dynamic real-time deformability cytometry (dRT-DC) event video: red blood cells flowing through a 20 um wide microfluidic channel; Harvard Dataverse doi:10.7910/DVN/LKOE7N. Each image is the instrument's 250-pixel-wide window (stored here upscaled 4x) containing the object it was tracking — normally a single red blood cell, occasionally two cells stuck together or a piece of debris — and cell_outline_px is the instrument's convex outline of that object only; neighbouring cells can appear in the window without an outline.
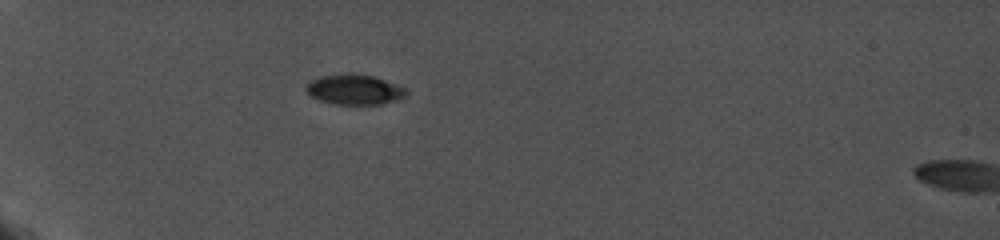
{"species": "common noctule bat (a hibernating species)", "species_latin": "Nyctalus noctula", "temperature_condition": "cold", "stored_images_in_passage": 13, "camera_frame_rate_fps": 5000, "um_per_image_px": 0.085, "animal": {"sex": "female", "body_mass_g": 19.0, "forearm_length_mm": 56.7}, "frame": {"image": 1, "passage_image": 1, "time_ms": 0.0, "image_size_px": [1000, 240], "cell_outline_px": [[408, 96], [396, 100], [380, 104], [332, 104], [308, 96], [304, 88], [312, 80], [320, 76], [348, 72], [352, 72], [372, 76], [408, 88]], "centroid_in_image_um": [30.12, 7.6], "position_along_channel_um": 54.9, "area_um2": 17.92}}
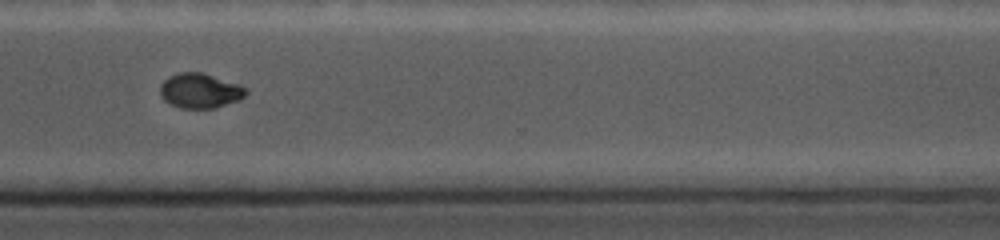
{"frame": {"image": 2, "passage_image": 11, "time_ms": 8.8, "image_size_px": [1000, 240], "cell_outline_px": [[248, 92], [240, 100], [212, 108], [180, 108], [164, 100], [160, 96], [160, 84], [168, 76], [176, 72], [204, 72], [236, 84], [244, 88]], "centroid_in_image_um": [16.95, 7.7], "position_along_channel_um": 353.6, "area_um2": 17.34}}
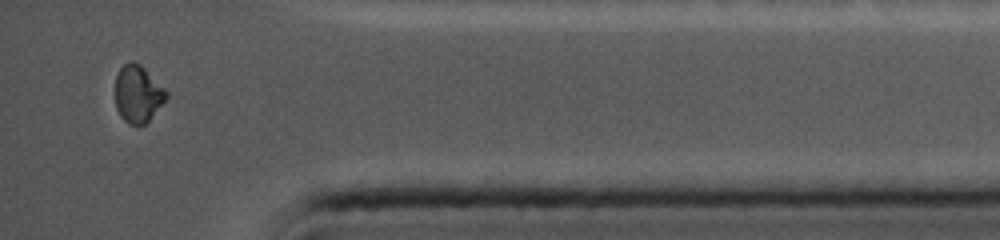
{"frame": {"image": 3, "passage_image": 13, "time_ms": 10.8, "image_size_px": [1000, 240], "cell_outline_px": [[168, 96], [148, 120], [144, 124], [128, 124], [120, 116], [116, 108], [116, 76], [120, 68], [128, 60], [132, 60], [140, 64], [168, 92]], "centroid_in_image_um": [11.7, 7.96], "position_along_channel_um": 423.5, "area_um2": 16.76}, "authors_computed_cell_mechanics": {"area_um2": 18.4382, "velocity_mm_per_s": 3.7831, "shape_relaxation_time_tau1_ms": 4.4394, "shape_relaxation_time_tau2_ms": 1.0767, "deformation_change_tau1": 0.1409, "deformation_change_tau2": 0.0313}}